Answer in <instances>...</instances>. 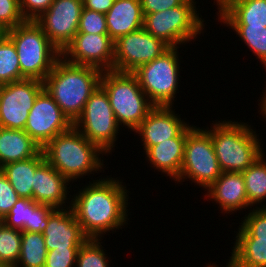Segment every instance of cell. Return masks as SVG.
<instances>
[{
	"instance_id": "cell-30",
	"label": "cell",
	"mask_w": 266,
	"mask_h": 267,
	"mask_svg": "<svg viewBox=\"0 0 266 267\" xmlns=\"http://www.w3.org/2000/svg\"><path fill=\"white\" fill-rule=\"evenodd\" d=\"M242 38L251 52L257 55L266 69V27L250 25H227Z\"/></svg>"
},
{
	"instance_id": "cell-43",
	"label": "cell",
	"mask_w": 266,
	"mask_h": 267,
	"mask_svg": "<svg viewBox=\"0 0 266 267\" xmlns=\"http://www.w3.org/2000/svg\"><path fill=\"white\" fill-rule=\"evenodd\" d=\"M206 267H217V265H211V263H210L209 266H206ZM226 267H228V266L226 265Z\"/></svg>"
},
{
	"instance_id": "cell-36",
	"label": "cell",
	"mask_w": 266,
	"mask_h": 267,
	"mask_svg": "<svg viewBox=\"0 0 266 267\" xmlns=\"http://www.w3.org/2000/svg\"><path fill=\"white\" fill-rule=\"evenodd\" d=\"M79 248L54 249L48 251L44 267H76Z\"/></svg>"
},
{
	"instance_id": "cell-27",
	"label": "cell",
	"mask_w": 266,
	"mask_h": 267,
	"mask_svg": "<svg viewBox=\"0 0 266 267\" xmlns=\"http://www.w3.org/2000/svg\"><path fill=\"white\" fill-rule=\"evenodd\" d=\"M265 153L243 171L248 202L251 206L261 204L266 198V159Z\"/></svg>"
},
{
	"instance_id": "cell-6",
	"label": "cell",
	"mask_w": 266,
	"mask_h": 267,
	"mask_svg": "<svg viewBox=\"0 0 266 267\" xmlns=\"http://www.w3.org/2000/svg\"><path fill=\"white\" fill-rule=\"evenodd\" d=\"M14 43L21 74L26 79L44 81L61 52L49 41L35 21H25L4 32Z\"/></svg>"
},
{
	"instance_id": "cell-10",
	"label": "cell",
	"mask_w": 266,
	"mask_h": 267,
	"mask_svg": "<svg viewBox=\"0 0 266 267\" xmlns=\"http://www.w3.org/2000/svg\"><path fill=\"white\" fill-rule=\"evenodd\" d=\"M221 173L210 133L194 126L187 133L182 168L175 181L184 182L189 178L199 187L201 185L207 189Z\"/></svg>"
},
{
	"instance_id": "cell-19",
	"label": "cell",
	"mask_w": 266,
	"mask_h": 267,
	"mask_svg": "<svg viewBox=\"0 0 266 267\" xmlns=\"http://www.w3.org/2000/svg\"><path fill=\"white\" fill-rule=\"evenodd\" d=\"M207 191L205 196L218 203L225 213H233L249 206L252 208L248 202L242 172H222Z\"/></svg>"
},
{
	"instance_id": "cell-7",
	"label": "cell",
	"mask_w": 266,
	"mask_h": 267,
	"mask_svg": "<svg viewBox=\"0 0 266 267\" xmlns=\"http://www.w3.org/2000/svg\"><path fill=\"white\" fill-rule=\"evenodd\" d=\"M195 0L155 13L143 14V28L169 47L196 39L204 29V19L197 13ZM178 45V46H177Z\"/></svg>"
},
{
	"instance_id": "cell-35",
	"label": "cell",
	"mask_w": 266,
	"mask_h": 267,
	"mask_svg": "<svg viewBox=\"0 0 266 267\" xmlns=\"http://www.w3.org/2000/svg\"><path fill=\"white\" fill-rule=\"evenodd\" d=\"M77 33L108 34L105 14L83 7Z\"/></svg>"
},
{
	"instance_id": "cell-16",
	"label": "cell",
	"mask_w": 266,
	"mask_h": 267,
	"mask_svg": "<svg viewBox=\"0 0 266 267\" xmlns=\"http://www.w3.org/2000/svg\"><path fill=\"white\" fill-rule=\"evenodd\" d=\"M172 106H155L134 130L142 136L144 150L160 144L168 139L178 137L188 126Z\"/></svg>"
},
{
	"instance_id": "cell-2",
	"label": "cell",
	"mask_w": 266,
	"mask_h": 267,
	"mask_svg": "<svg viewBox=\"0 0 266 267\" xmlns=\"http://www.w3.org/2000/svg\"><path fill=\"white\" fill-rule=\"evenodd\" d=\"M102 72L96 67L70 63L61 56L43 81L44 89L74 124L100 86Z\"/></svg>"
},
{
	"instance_id": "cell-9",
	"label": "cell",
	"mask_w": 266,
	"mask_h": 267,
	"mask_svg": "<svg viewBox=\"0 0 266 267\" xmlns=\"http://www.w3.org/2000/svg\"><path fill=\"white\" fill-rule=\"evenodd\" d=\"M73 126L105 155L113 150L120 126L116 121L107 93L101 85L89 97L83 113Z\"/></svg>"
},
{
	"instance_id": "cell-32",
	"label": "cell",
	"mask_w": 266,
	"mask_h": 267,
	"mask_svg": "<svg viewBox=\"0 0 266 267\" xmlns=\"http://www.w3.org/2000/svg\"><path fill=\"white\" fill-rule=\"evenodd\" d=\"M100 239L89 238L79 247L76 257L77 267H109Z\"/></svg>"
},
{
	"instance_id": "cell-12",
	"label": "cell",
	"mask_w": 266,
	"mask_h": 267,
	"mask_svg": "<svg viewBox=\"0 0 266 267\" xmlns=\"http://www.w3.org/2000/svg\"><path fill=\"white\" fill-rule=\"evenodd\" d=\"M170 47L144 28L114 41L113 70L133 72L139 66L160 57Z\"/></svg>"
},
{
	"instance_id": "cell-17",
	"label": "cell",
	"mask_w": 266,
	"mask_h": 267,
	"mask_svg": "<svg viewBox=\"0 0 266 267\" xmlns=\"http://www.w3.org/2000/svg\"><path fill=\"white\" fill-rule=\"evenodd\" d=\"M66 209H55L48 217V225L42 232L48 251L56 248H79L89 239L76 220L71 207Z\"/></svg>"
},
{
	"instance_id": "cell-3",
	"label": "cell",
	"mask_w": 266,
	"mask_h": 267,
	"mask_svg": "<svg viewBox=\"0 0 266 267\" xmlns=\"http://www.w3.org/2000/svg\"><path fill=\"white\" fill-rule=\"evenodd\" d=\"M42 151L46 161L70 182L97 173L104 166L99 156L105 153L74 126L50 140Z\"/></svg>"
},
{
	"instance_id": "cell-18",
	"label": "cell",
	"mask_w": 266,
	"mask_h": 267,
	"mask_svg": "<svg viewBox=\"0 0 266 267\" xmlns=\"http://www.w3.org/2000/svg\"><path fill=\"white\" fill-rule=\"evenodd\" d=\"M70 181L46 160L35 170L32 199L41 205L62 209L67 202ZM64 204V206H63Z\"/></svg>"
},
{
	"instance_id": "cell-24",
	"label": "cell",
	"mask_w": 266,
	"mask_h": 267,
	"mask_svg": "<svg viewBox=\"0 0 266 267\" xmlns=\"http://www.w3.org/2000/svg\"><path fill=\"white\" fill-rule=\"evenodd\" d=\"M45 160L44 152L41 151L35 157L7 163L0 170L4 173L20 198L32 199L34 173Z\"/></svg>"
},
{
	"instance_id": "cell-22",
	"label": "cell",
	"mask_w": 266,
	"mask_h": 267,
	"mask_svg": "<svg viewBox=\"0 0 266 267\" xmlns=\"http://www.w3.org/2000/svg\"><path fill=\"white\" fill-rule=\"evenodd\" d=\"M217 6L218 19L226 25L266 27V0H222Z\"/></svg>"
},
{
	"instance_id": "cell-4",
	"label": "cell",
	"mask_w": 266,
	"mask_h": 267,
	"mask_svg": "<svg viewBox=\"0 0 266 267\" xmlns=\"http://www.w3.org/2000/svg\"><path fill=\"white\" fill-rule=\"evenodd\" d=\"M224 121H218L210 130L207 129L219 167L222 172H243L260 158L264 150L256 131L247 123Z\"/></svg>"
},
{
	"instance_id": "cell-20",
	"label": "cell",
	"mask_w": 266,
	"mask_h": 267,
	"mask_svg": "<svg viewBox=\"0 0 266 267\" xmlns=\"http://www.w3.org/2000/svg\"><path fill=\"white\" fill-rule=\"evenodd\" d=\"M193 128L188 126L178 137L168 139L155 146L149 147L146 151V159L158 171L168 174L174 181L179 177L184 157V148L187 133Z\"/></svg>"
},
{
	"instance_id": "cell-38",
	"label": "cell",
	"mask_w": 266,
	"mask_h": 267,
	"mask_svg": "<svg viewBox=\"0 0 266 267\" xmlns=\"http://www.w3.org/2000/svg\"><path fill=\"white\" fill-rule=\"evenodd\" d=\"M55 210L49 205H39L31 212L30 224H26L22 231L40 232L45 230L48 225V217Z\"/></svg>"
},
{
	"instance_id": "cell-15",
	"label": "cell",
	"mask_w": 266,
	"mask_h": 267,
	"mask_svg": "<svg viewBox=\"0 0 266 267\" xmlns=\"http://www.w3.org/2000/svg\"><path fill=\"white\" fill-rule=\"evenodd\" d=\"M61 56L73 64L113 70L114 41L108 34L76 33Z\"/></svg>"
},
{
	"instance_id": "cell-13",
	"label": "cell",
	"mask_w": 266,
	"mask_h": 267,
	"mask_svg": "<svg viewBox=\"0 0 266 267\" xmlns=\"http://www.w3.org/2000/svg\"><path fill=\"white\" fill-rule=\"evenodd\" d=\"M83 0H53L35 20L49 41L62 52L78 32Z\"/></svg>"
},
{
	"instance_id": "cell-29",
	"label": "cell",
	"mask_w": 266,
	"mask_h": 267,
	"mask_svg": "<svg viewBox=\"0 0 266 267\" xmlns=\"http://www.w3.org/2000/svg\"><path fill=\"white\" fill-rule=\"evenodd\" d=\"M22 230L0 226V265L14 267L21 252Z\"/></svg>"
},
{
	"instance_id": "cell-34",
	"label": "cell",
	"mask_w": 266,
	"mask_h": 267,
	"mask_svg": "<svg viewBox=\"0 0 266 267\" xmlns=\"http://www.w3.org/2000/svg\"><path fill=\"white\" fill-rule=\"evenodd\" d=\"M25 21L19 0H0V33L15 28Z\"/></svg>"
},
{
	"instance_id": "cell-39",
	"label": "cell",
	"mask_w": 266,
	"mask_h": 267,
	"mask_svg": "<svg viewBox=\"0 0 266 267\" xmlns=\"http://www.w3.org/2000/svg\"><path fill=\"white\" fill-rule=\"evenodd\" d=\"M53 3V0H19L22 16L26 21H35Z\"/></svg>"
},
{
	"instance_id": "cell-40",
	"label": "cell",
	"mask_w": 266,
	"mask_h": 267,
	"mask_svg": "<svg viewBox=\"0 0 266 267\" xmlns=\"http://www.w3.org/2000/svg\"><path fill=\"white\" fill-rule=\"evenodd\" d=\"M143 14L164 11L179 5L186 0H140Z\"/></svg>"
},
{
	"instance_id": "cell-26",
	"label": "cell",
	"mask_w": 266,
	"mask_h": 267,
	"mask_svg": "<svg viewBox=\"0 0 266 267\" xmlns=\"http://www.w3.org/2000/svg\"><path fill=\"white\" fill-rule=\"evenodd\" d=\"M47 253L42 233L22 231L21 252L14 267H44Z\"/></svg>"
},
{
	"instance_id": "cell-41",
	"label": "cell",
	"mask_w": 266,
	"mask_h": 267,
	"mask_svg": "<svg viewBox=\"0 0 266 267\" xmlns=\"http://www.w3.org/2000/svg\"><path fill=\"white\" fill-rule=\"evenodd\" d=\"M114 0H83L84 8L106 14L113 6Z\"/></svg>"
},
{
	"instance_id": "cell-11",
	"label": "cell",
	"mask_w": 266,
	"mask_h": 267,
	"mask_svg": "<svg viewBox=\"0 0 266 267\" xmlns=\"http://www.w3.org/2000/svg\"><path fill=\"white\" fill-rule=\"evenodd\" d=\"M44 82L24 79L3 84L0 92V127L24 130L29 112Z\"/></svg>"
},
{
	"instance_id": "cell-44",
	"label": "cell",
	"mask_w": 266,
	"mask_h": 267,
	"mask_svg": "<svg viewBox=\"0 0 266 267\" xmlns=\"http://www.w3.org/2000/svg\"><path fill=\"white\" fill-rule=\"evenodd\" d=\"M2 223H3V219L0 217V226H1Z\"/></svg>"
},
{
	"instance_id": "cell-37",
	"label": "cell",
	"mask_w": 266,
	"mask_h": 267,
	"mask_svg": "<svg viewBox=\"0 0 266 267\" xmlns=\"http://www.w3.org/2000/svg\"><path fill=\"white\" fill-rule=\"evenodd\" d=\"M19 195L15 192L12 185L0 170V217L3 219L18 201Z\"/></svg>"
},
{
	"instance_id": "cell-5",
	"label": "cell",
	"mask_w": 266,
	"mask_h": 267,
	"mask_svg": "<svg viewBox=\"0 0 266 267\" xmlns=\"http://www.w3.org/2000/svg\"><path fill=\"white\" fill-rule=\"evenodd\" d=\"M100 85L107 93L118 125L134 131L155 105L131 72L103 71Z\"/></svg>"
},
{
	"instance_id": "cell-42",
	"label": "cell",
	"mask_w": 266,
	"mask_h": 267,
	"mask_svg": "<svg viewBox=\"0 0 266 267\" xmlns=\"http://www.w3.org/2000/svg\"><path fill=\"white\" fill-rule=\"evenodd\" d=\"M266 89V88H265ZM264 95H263V97H262V99H261V102L260 103H262L260 106V108H261V113H262V116H263V118H266V90L264 91V93H263ZM266 120V119H265Z\"/></svg>"
},
{
	"instance_id": "cell-8",
	"label": "cell",
	"mask_w": 266,
	"mask_h": 267,
	"mask_svg": "<svg viewBox=\"0 0 266 267\" xmlns=\"http://www.w3.org/2000/svg\"><path fill=\"white\" fill-rule=\"evenodd\" d=\"M177 47H170L160 57L139 66L132 73L141 89L155 106H173L179 84Z\"/></svg>"
},
{
	"instance_id": "cell-23",
	"label": "cell",
	"mask_w": 266,
	"mask_h": 267,
	"mask_svg": "<svg viewBox=\"0 0 266 267\" xmlns=\"http://www.w3.org/2000/svg\"><path fill=\"white\" fill-rule=\"evenodd\" d=\"M41 151L24 130L0 127V168L7 163L35 157Z\"/></svg>"
},
{
	"instance_id": "cell-28",
	"label": "cell",
	"mask_w": 266,
	"mask_h": 267,
	"mask_svg": "<svg viewBox=\"0 0 266 267\" xmlns=\"http://www.w3.org/2000/svg\"><path fill=\"white\" fill-rule=\"evenodd\" d=\"M26 79L20 71L16 47L4 33H0V84H7Z\"/></svg>"
},
{
	"instance_id": "cell-1",
	"label": "cell",
	"mask_w": 266,
	"mask_h": 267,
	"mask_svg": "<svg viewBox=\"0 0 266 267\" xmlns=\"http://www.w3.org/2000/svg\"><path fill=\"white\" fill-rule=\"evenodd\" d=\"M89 183L72 198L69 206L84 234L88 238L101 239L107 231L119 230L126 224L128 190L123 182L112 177Z\"/></svg>"
},
{
	"instance_id": "cell-45",
	"label": "cell",
	"mask_w": 266,
	"mask_h": 267,
	"mask_svg": "<svg viewBox=\"0 0 266 267\" xmlns=\"http://www.w3.org/2000/svg\"><path fill=\"white\" fill-rule=\"evenodd\" d=\"M222 0H216V3L218 4V3H220Z\"/></svg>"
},
{
	"instance_id": "cell-31",
	"label": "cell",
	"mask_w": 266,
	"mask_h": 267,
	"mask_svg": "<svg viewBox=\"0 0 266 267\" xmlns=\"http://www.w3.org/2000/svg\"><path fill=\"white\" fill-rule=\"evenodd\" d=\"M245 215L236 238H259L266 240V206L255 207Z\"/></svg>"
},
{
	"instance_id": "cell-33",
	"label": "cell",
	"mask_w": 266,
	"mask_h": 267,
	"mask_svg": "<svg viewBox=\"0 0 266 267\" xmlns=\"http://www.w3.org/2000/svg\"><path fill=\"white\" fill-rule=\"evenodd\" d=\"M39 205L33 199L19 198L3 218V223L7 227L22 230L26 224H30L31 212Z\"/></svg>"
},
{
	"instance_id": "cell-14",
	"label": "cell",
	"mask_w": 266,
	"mask_h": 267,
	"mask_svg": "<svg viewBox=\"0 0 266 267\" xmlns=\"http://www.w3.org/2000/svg\"><path fill=\"white\" fill-rule=\"evenodd\" d=\"M72 126L73 123L52 96L43 89L29 112L24 131L42 149L50 140L69 130Z\"/></svg>"
},
{
	"instance_id": "cell-21",
	"label": "cell",
	"mask_w": 266,
	"mask_h": 267,
	"mask_svg": "<svg viewBox=\"0 0 266 267\" xmlns=\"http://www.w3.org/2000/svg\"><path fill=\"white\" fill-rule=\"evenodd\" d=\"M105 16L108 35L113 41L143 28L144 15L140 0H114Z\"/></svg>"
},
{
	"instance_id": "cell-25",
	"label": "cell",
	"mask_w": 266,
	"mask_h": 267,
	"mask_svg": "<svg viewBox=\"0 0 266 267\" xmlns=\"http://www.w3.org/2000/svg\"><path fill=\"white\" fill-rule=\"evenodd\" d=\"M234 246L228 267H266V240L237 238Z\"/></svg>"
}]
</instances>
